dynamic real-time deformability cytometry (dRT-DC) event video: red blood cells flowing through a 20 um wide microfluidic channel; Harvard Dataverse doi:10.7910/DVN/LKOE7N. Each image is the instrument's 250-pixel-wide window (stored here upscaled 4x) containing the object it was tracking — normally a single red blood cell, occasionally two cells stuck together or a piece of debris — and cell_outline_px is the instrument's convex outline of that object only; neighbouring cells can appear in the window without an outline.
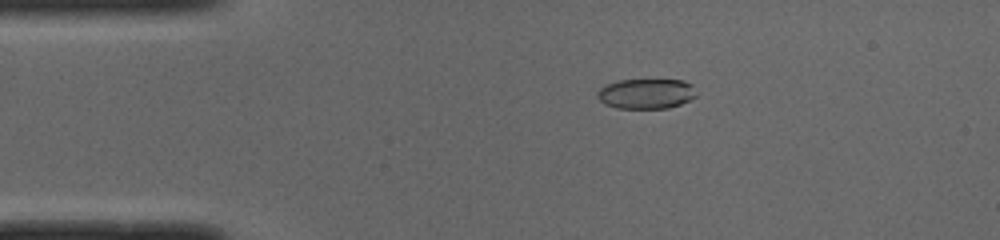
{"species": "common noctule bat (a hibernating species)", "species_latin": "Nyctalus noctula", "temperature_condition": "cold", "stored_images_in_passage": 50, "camera_frame_rate_fps": 3000, "um_per_image_px": 0.085, "animal": {"sex": "male", "body_mass_g": 19.0, "forearm_length_mm": 50.8}, "frame": {"image": 1, "passage_image": 9, "time_ms": 2.667, "image_size_px": [1000, 240], "cell_outline_px": [[696, 96], [680, 104], [668, 108], [616, 108], [604, 104], [596, 96], [596, 92], [604, 84], [620, 80], [684, 80], [692, 84]], "centroid_in_image_um": [54.88, 7.96], "position_along_channel_um": 30.1, "area_um2": 17.4}}
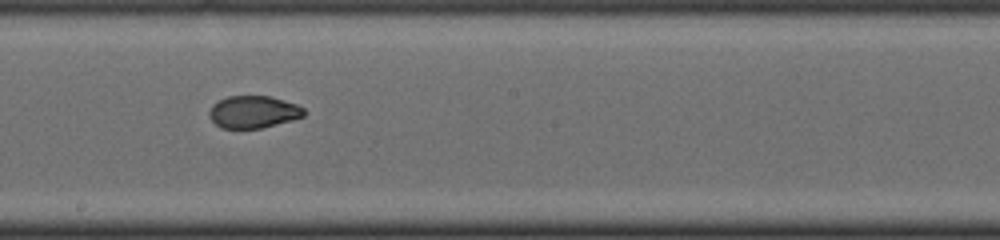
{"frame": {"image": 2, "passage_image": 27, "time_ms": 8.667, "image_size_px": [1000, 240], "cell_outline_px": [[308, 112], [304, 116], [292, 120], [260, 128], [220, 128], [212, 120], [208, 112], [212, 104], [228, 96], [272, 96], [296, 104], [304, 108]], "centroid_in_image_um": [21.56, 9.5], "position_along_channel_um": 226.6, "area_um2": 17.86}}
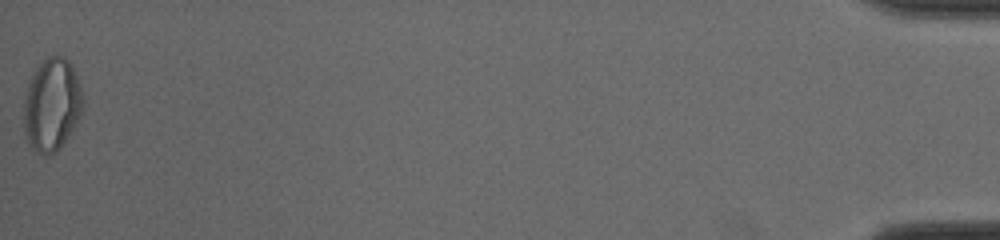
{"frame": {"image": 3, "passage_image": 50, "time_ms": 16.333, "image_size_px": [1000, 240], "cell_outline_px": [[84, 104], [80, 116], [60, 148], [56, 152], [44, 156], [36, 152], [28, 144], [24, 132], [24, 96], [28, 80], [32, 72], [48, 56], [64, 56], [68, 60], [80, 84], [84, 100]], "centroid_in_image_um": [4.38, 8.91], "position_along_channel_um": 430.8, "area_um2": 32.19}, "authors_computed_cell_mechanics": {"area_um2": 18.785, "velocity_mm_per_s": 3.9915, "shape_relaxation_time_tau1_ms": 5.7633, "shape_relaxation_time_tau2_ms": 1.2785, "deformation_change_tau1": 0.1717, "deformation_change_tau2": 0.0465}}